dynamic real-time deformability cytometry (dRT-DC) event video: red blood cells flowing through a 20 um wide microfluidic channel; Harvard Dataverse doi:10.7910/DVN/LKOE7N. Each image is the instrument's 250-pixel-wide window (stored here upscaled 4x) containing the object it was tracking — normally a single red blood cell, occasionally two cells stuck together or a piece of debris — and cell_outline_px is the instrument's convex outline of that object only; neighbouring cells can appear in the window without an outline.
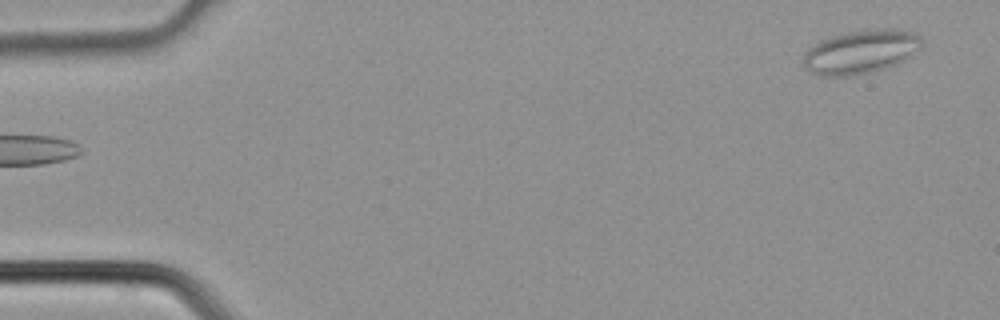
{"species": "common noctule bat (a hibernating species)", "species_latin": "Nyctalus noctula", "temperature_condition": "cold", "stored_images_in_passage": 3, "camera_frame_rate_fps": 3000, "um_per_image_px": 0.085, "animal": {"sex": "male", "body_mass_g": 21.5, "forearm_length_mm": 52.0}, "frame": {"image": 1, "passage_image": 3, "time_ms": 0.667, "image_size_px": [1000, 320], "cell_outline_px": [[924, 44], [912, 56], [896, 64], [884, 68], [868, 72], [848, 76], [820, 76], [804, 68], [804, 52], [812, 44], [820, 40], [832, 36], [848, 32], [880, 28], [896, 28], [912, 32], [920, 36], [924, 40]], "centroid_in_image_um": [73.18, 4.39], "position_along_channel_um": 11.8, "area_um2": 30.35}}